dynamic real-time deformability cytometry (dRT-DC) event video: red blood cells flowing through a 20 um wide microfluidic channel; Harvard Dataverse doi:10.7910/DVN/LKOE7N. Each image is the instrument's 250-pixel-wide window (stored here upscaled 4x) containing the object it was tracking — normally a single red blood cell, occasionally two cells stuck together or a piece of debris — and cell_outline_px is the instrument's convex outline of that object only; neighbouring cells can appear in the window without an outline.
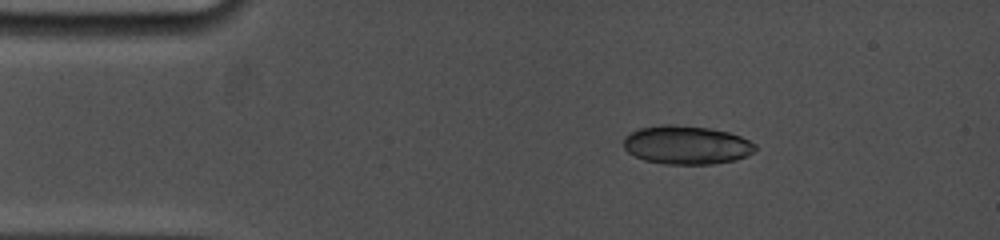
{"species": "common noctule bat (a hibernating species)", "species_latin": "Nyctalus noctula", "temperature_condition": "cold", "stored_images_in_passage": 5, "camera_frame_rate_fps": 5000, "um_per_image_px": 0.085, "animal": {"sex": "female", "body_mass_g": 19.0, "forearm_length_mm": 53.3}, "frame": {"image": 1, "passage_image": 1, "time_ms": 0.0, "image_size_px": [1000, 240], "cell_outline_px": [[756, 152], [736, 160], [712, 164], [664, 164], [644, 160], [628, 152], [624, 148], [624, 136], [640, 128], [660, 124], [672, 124], [712, 128], [728, 132], [740, 136], [756, 144]], "centroid_in_image_um": [58.37, 12.32], "position_along_channel_um": 26.6, "area_um2": 29.82}}